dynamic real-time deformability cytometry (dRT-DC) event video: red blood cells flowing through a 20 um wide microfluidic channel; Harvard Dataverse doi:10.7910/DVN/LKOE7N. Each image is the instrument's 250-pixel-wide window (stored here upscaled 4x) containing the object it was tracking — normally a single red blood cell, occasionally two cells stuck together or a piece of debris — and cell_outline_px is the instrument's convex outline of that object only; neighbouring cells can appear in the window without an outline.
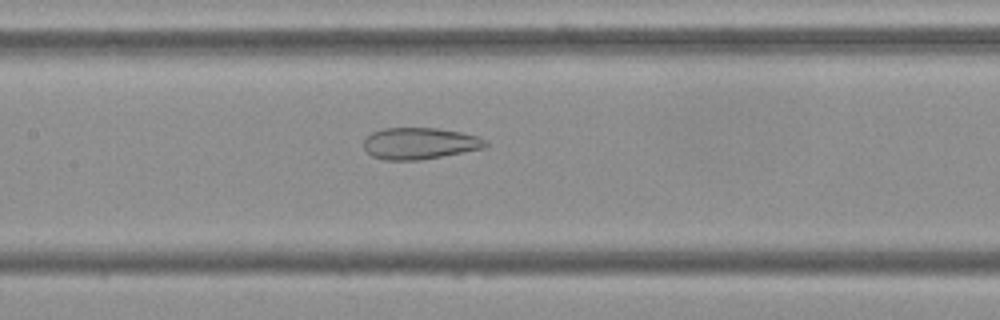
{"species": "Egyptian fruit bat (a non-hibernating species)", "species_latin": "Rousettus aegyptiacus", "temperature_condition": "cold", "stored_images_in_passage": 49, "camera_frame_rate_fps": 3000, "um_per_image_px": 0.085, "frame": {"image": 1, "passage_image": 21, "time_ms": 6.667, "image_size_px": [1000, 320], "cell_outline_px": [[488, 144], [484, 148], [420, 160], [384, 160], [372, 156], [364, 148], [364, 140], [372, 132], [384, 128], [436, 128], [460, 132], [476, 136], [488, 140]], "centroid_in_image_um": [35.67, 12.19], "position_along_channel_um": 171.7, "area_um2": 22.31}}
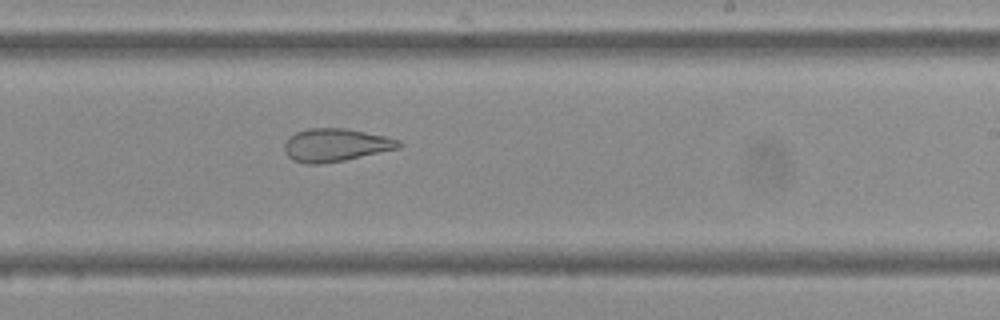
{"frame": {"image": 2, "passage_image": 28, "time_ms": 9.0, "image_size_px": [1000, 320], "cell_outline_px": [[404, 144], [400, 148], [344, 160], [320, 164], [304, 164], [292, 160], [288, 156], [284, 148], [284, 144], [296, 132], [308, 128], [344, 128], [384, 136], [400, 140]], "centroid_in_image_um": [28.54, 12.33], "position_along_channel_um": 260.5, "area_um2": 21.85}}
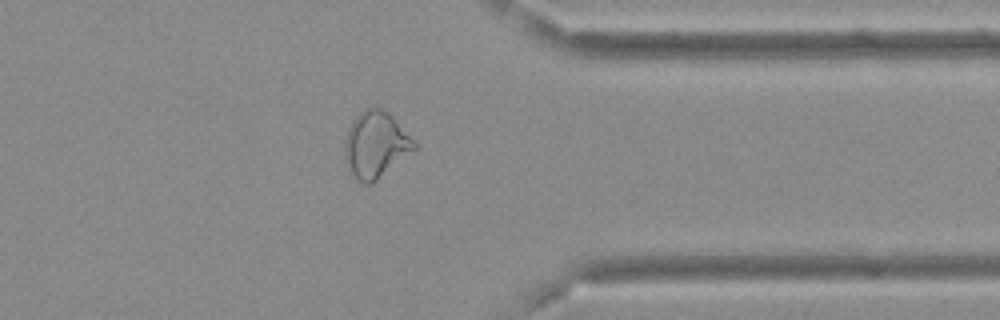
{"frame": {"image": 3, "passage_image": 38, "time_ms": 12.333, "image_size_px": [1000, 320], "cell_outline_px": [[416, 148], [376, 180], [368, 184], [364, 184], [352, 172], [344, 148], [344, 144], [352, 120], [364, 108], [380, 108], [388, 112], [416, 140]], "centroid_in_image_um": [31.97, 12.25], "position_along_channel_um": 379.4, "area_um2": 26.07}, "authors_computed_cell_mechanics": {"area_um2": 27.455, "velocity_mm_per_s": 3.8144, "shape_relaxation_time_tau1_ms": null, "shape_relaxation_time_tau2_ms": 1.6701, "deformation_change_tau1": null, "deformation_change_tau2": 0.0946}}